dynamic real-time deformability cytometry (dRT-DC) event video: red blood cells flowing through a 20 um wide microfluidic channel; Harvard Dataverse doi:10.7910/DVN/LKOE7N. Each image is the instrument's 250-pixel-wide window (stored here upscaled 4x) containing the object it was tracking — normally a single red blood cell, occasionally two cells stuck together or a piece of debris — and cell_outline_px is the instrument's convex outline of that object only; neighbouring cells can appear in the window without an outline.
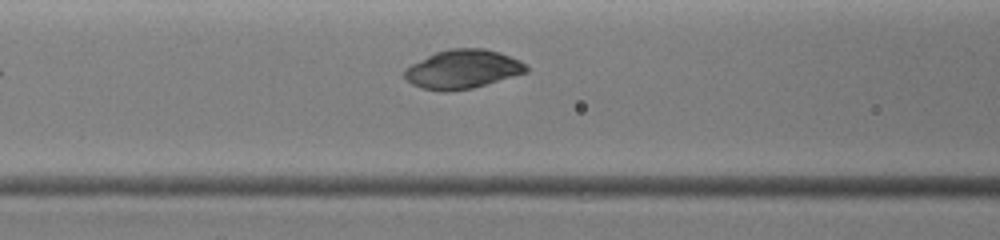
{"species": "common noctule bat (a hibernating species)", "species_latin": "Nyctalus noctula", "temperature_condition": "warm", "stored_images_in_passage": 13, "camera_frame_rate_fps": 3000, "um_per_image_px": 0.085, "animal": {"sex": "female", "body_mass_g": 19.0, "forearm_length_mm": 51.5}, "frame": {"image": 1, "passage_image": 13, "time_ms": 6.0, "image_size_px": [1000, 240], "cell_outline_px": [[528, 72], [472, 88], [420, 88], [412, 84], [404, 76], [404, 68], [436, 52], [448, 48], [484, 48], [500, 52], [520, 60], [528, 68]], "centroid_in_image_um": [39.36, 5.83], "position_along_channel_um": 127.2, "area_um2": 26.76}}